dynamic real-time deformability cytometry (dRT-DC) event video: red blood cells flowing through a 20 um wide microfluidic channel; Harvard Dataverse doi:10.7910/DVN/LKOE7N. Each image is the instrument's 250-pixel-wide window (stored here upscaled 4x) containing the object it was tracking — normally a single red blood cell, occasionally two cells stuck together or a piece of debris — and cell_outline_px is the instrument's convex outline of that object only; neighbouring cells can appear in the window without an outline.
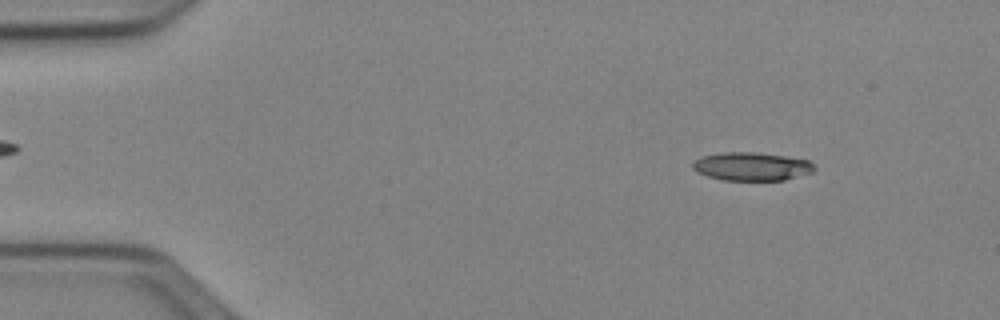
{"species": "Egyptian fruit bat (a non-hibernating species)", "species_latin": "Rousettus aegyptiacus", "temperature_condition": "cold", "stored_images_in_passage": 51, "camera_frame_rate_fps": 3000, "um_per_image_px": 0.085, "animal": {"sex": "female"}, "frame": {"image": 1, "passage_image": 6, "time_ms": 1.667, "image_size_px": [1000, 320], "cell_outline_px": [[816, 168], [812, 172], [784, 180], [724, 180], [708, 176], [696, 172], [692, 168], [692, 164], [700, 156], [724, 152], [752, 152], [784, 156], [808, 160]], "centroid_in_image_um": [63.86, 14.15], "position_along_channel_um": 21.1, "area_um2": 19.94}}
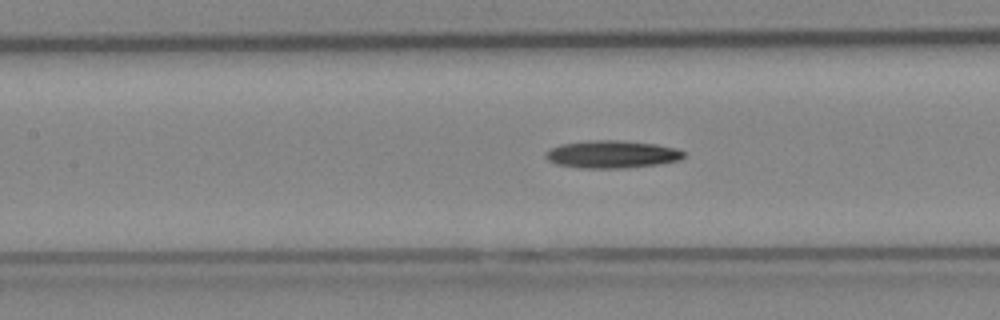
{"frame": {"image": 2, "passage_image": 23, "time_ms": 7.333, "image_size_px": [1000, 320], "cell_outline_px": [[684, 156], [680, 160], [656, 164], [624, 168], [580, 168], [556, 164], [548, 160], [544, 156], [552, 148], [560, 144], [592, 140], [620, 140], [656, 144], [676, 148], [684, 152]], "centroid_in_image_um": [52.01, 13.11], "position_along_channel_um": 155.4, "area_um2": 22.08}}
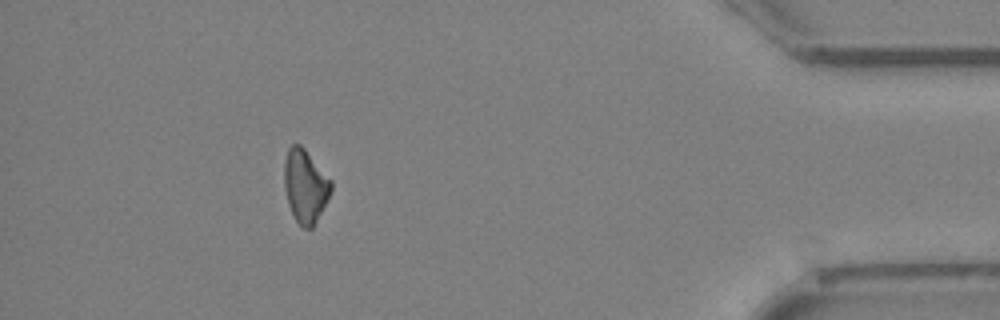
{"frame": {"image": 3, "passage_image": 46, "time_ms": 15.0, "image_size_px": [1000, 320], "cell_outline_px": [[332, 188], [312, 228], [300, 228], [288, 204], [284, 188], [284, 164], [288, 148], [292, 144], [300, 144], [304, 148], [332, 180]], "centroid_in_image_um": [25.92, 15.79], "position_along_channel_um": 409.3, "area_um2": 19.77}, "authors_computed_cell_mechanics": {"area_um2": 20.519, "velocity_mm_per_s": 3.9783, "shape_relaxation_time_tau1_ms": 9.1824, "shape_relaxation_time_tau2_ms": null, "deformation_change_tau1": 0.1537, "deformation_change_tau2": null}}